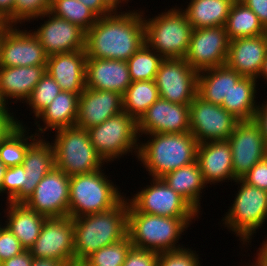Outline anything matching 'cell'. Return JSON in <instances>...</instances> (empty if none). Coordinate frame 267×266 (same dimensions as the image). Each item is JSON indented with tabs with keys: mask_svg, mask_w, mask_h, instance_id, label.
<instances>
[{
	"mask_svg": "<svg viewBox=\"0 0 267 266\" xmlns=\"http://www.w3.org/2000/svg\"><path fill=\"white\" fill-rule=\"evenodd\" d=\"M262 247H259L257 250V254L255 259L262 265V266H267V239H265V242L263 241Z\"/></svg>",
	"mask_w": 267,
	"mask_h": 266,
	"instance_id": "53",
	"label": "cell"
},
{
	"mask_svg": "<svg viewBox=\"0 0 267 266\" xmlns=\"http://www.w3.org/2000/svg\"><path fill=\"white\" fill-rule=\"evenodd\" d=\"M144 15L135 9L98 17L86 32L87 58L127 61L145 44Z\"/></svg>",
	"mask_w": 267,
	"mask_h": 266,
	"instance_id": "1",
	"label": "cell"
},
{
	"mask_svg": "<svg viewBox=\"0 0 267 266\" xmlns=\"http://www.w3.org/2000/svg\"><path fill=\"white\" fill-rule=\"evenodd\" d=\"M145 135L150 138L139 142L137 159L152 178H162L196 161L199 143L191 132Z\"/></svg>",
	"mask_w": 267,
	"mask_h": 266,
	"instance_id": "3",
	"label": "cell"
},
{
	"mask_svg": "<svg viewBox=\"0 0 267 266\" xmlns=\"http://www.w3.org/2000/svg\"><path fill=\"white\" fill-rule=\"evenodd\" d=\"M52 0H15L13 6V25L41 17L50 11Z\"/></svg>",
	"mask_w": 267,
	"mask_h": 266,
	"instance_id": "40",
	"label": "cell"
},
{
	"mask_svg": "<svg viewBox=\"0 0 267 266\" xmlns=\"http://www.w3.org/2000/svg\"><path fill=\"white\" fill-rule=\"evenodd\" d=\"M260 77H262L263 80H266L267 82V55L266 58L264 60L263 66H262V70L258 76V78L260 79Z\"/></svg>",
	"mask_w": 267,
	"mask_h": 266,
	"instance_id": "57",
	"label": "cell"
},
{
	"mask_svg": "<svg viewBox=\"0 0 267 266\" xmlns=\"http://www.w3.org/2000/svg\"><path fill=\"white\" fill-rule=\"evenodd\" d=\"M229 43L225 26L193 29L184 59L197 72L226 65Z\"/></svg>",
	"mask_w": 267,
	"mask_h": 266,
	"instance_id": "14",
	"label": "cell"
},
{
	"mask_svg": "<svg viewBox=\"0 0 267 266\" xmlns=\"http://www.w3.org/2000/svg\"><path fill=\"white\" fill-rule=\"evenodd\" d=\"M6 23L1 45L0 67L47 66L48 55L32 30Z\"/></svg>",
	"mask_w": 267,
	"mask_h": 266,
	"instance_id": "17",
	"label": "cell"
},
{
	"mask_svg": "<svg viewBox=\"0 0 267 266\" xmlns=\"http://www.w3.org/2000/svg\"><path fill=\"white\" fill-rule=\"evenodd\" d=\"M23 124L17 118H0V142L16 125Z\"/></svg>",
	"mask_w": 267,
	"mask_h": 266,
	"instance_id": "51",
	"label": "cell"
},
{
	"mask_svg": "<svg viewBox=\"0 0 267 266\" xmlns=\"http://www.w3.org/2000/svg\"><path fill=\"white\" fill-rule=\"evenodd\" d=\"M250 8L267 29V0H240Z\"/></svg>",
	"mask_w": 267,
	"mask_h": 266,
	"instance_id": "46",
	"label": "cell"
},
{
	"mask_svg": "<svg viewBox=\"0 0 267 266\" xmlns=\"http://www.w3.org/2000/svg\"><path fill=\"white\" fill-rule=\"evenodd\" d=\"M50 12L73 23L87 32L97 21L98 16L78 0H52Z\"/></svg>",
	"mask_w": 267,
	"mask_h": 266,
	"instance_id": "36",
	"label": "cell"
},
{
	"mask_svg": "<svg viewBox=\"0 0 267 266\" xmlns=\"http://www.w3.org/2000/svg\"><path fill=\"white\" fill-rule=\"evenodd\" d=\"M267 55V33L230 40L226 65L242 77L258 79Z\"/></svg>",
	"mask_w": 267,
	"mask_h": 266,
	"instance_id": "21",
	"label": "cell"
},
{
	"mask_svg": "<svg viewBox=\"0 0 267 266\" xmlns=\"http://www.w3.org/2000/svg\"><path fill=\"white\" fill-rule=\"evenodd\" d=\"M251 263H252L251 265H249L250 263H248L247 266H262L256 259H255L254 262H251ZM245 266H246V265H245Z\"/></svg>",
	"mask_w": 267,
	"mask_h": 266,
	"instance_id": "59",
	"label": "cell"
},
{
	"mask_svg": "<svg viewBox=\"0 0 267 266\" xmlns=\"http://www.w3.org/2000/svg\"><path fill=\"white\" fill-rule=\"evenodd\" d=\"M25 169L22 165L8 167L2 184V193L7 194L6 202H10L24 187Z\"/></svg>",
	"mask_w": 267,
	"mask_h": 266,
	"instance_id": "42",
	"label": "cell"
},
{
	"mask_svg": "<svg viewBox=\"0 0 267 266\" xmlns=\"http://www.w3.org/2000/svg\"><path fill=\"white\" fill-rule=\"evenodd\" d=\"M159 97L177 104H190L197 96L198 72L184 58L163 59L155 77Z\"/></svg>",
	"mask_w": 267,
	"mask_h": 266,
	"instance_id": "12",
	"label": "cell"
},
{
	"mask_svg": "<svg viewBox=\"0 0 267 266\" xmlns=\"http://www.w3.org/2000/svg\"><path fill=\"white\" fill-rule=\"evenodd\" d=\"M225 30L230 40L256 37L267 33L257 15L242 1L235 0L227 17Z\"/></svg>",
	"mask_w": 267,
	"mask_h": 266,
	"instance_id": "33",
	"label": "cell"
},
{
	"mask_svg": "<svg viewBox=\"0 0 267 266\" xmlns=\"http://www.w3.org/2000/svg\"><path fill=\"white\" fill-rule=\"evenodd\" d=\"M199 255L191 248L160 252L157 266H201Z\"/></svg>",
	"mask_w": 267,
	"mask_h": 266,
	"instance_id": "41",
	"label": "cell"
},
{
	"mask_svg": "<svg viewBox=\"0 0 267 266\" xmlns=\"http://www.w3.org/2000/svg\"><path fill=\"white\" fill-rule=\"evenodd\" d=\"M0 263L14 257L25 249L21 246L18 238L0 222Z\"/></svg>",
	"mask_w": 267,
	"mask_h": 266,
	"instance_id": "43",
	"label": "cell"
},
{
	"mask_svg": "<svg viewBox=\"0 0 267 266\" xmlns=\"http://www.w3.org/2000/svg\"><path fill=\"white\" fill-rule=\"evenodd\" d=\"M88 132L96 152L106 163L119 160L127 153L133 155V152L137 158L139 152L137 121L125 111L99 125L92 126Z\"/></svg>",
	"mask_w": 267,
	"mask_h": 266,
	"instance_id": "9",
	"label": "cell"
},
{
	"mask_svg": "<svg viewBox=\"0 0 267 266\" xmlns=\"http://www.w3.org/2000/svg\"><path fill=\"white\" fill-rule=\"evenodd\" d=\"M169 188L182 196L199 214L202 190L208 185L197 161L167 173L161 178Z\"/></svg>",
	"mask_w": 267,
	"mask_h": 266,
	"instance_id": "29",
	"label": "cell"
},
{
	"mask_svg": "<svg viewBox=\"0 0 267 266\" xmlns=\"http://www.w3.org/2000/svg\"><path fill=\"white\" fill-rule=\"evenodd\" d=\"M5 225L18 238L21 246L29 250L40 235L46 216L30 209L25 203L6 202Z\"/></svg>",
	"mask_w": 267,
	"mask_h": 266,
	"instance_id": "27",
	"label": "cell"
},
{
	"mask_svg": "<svg viewBox=\"0 0 267 266\" xmlns=\"http://www.w3.org/2000/svg\"><path fill=\"white\" fill-rule=\"evenodd\" d=\"M70 176L53 167L24 202L30 209L46 217L67 216Z\"/></svg>",
	"mask_w": 267,
	"mask_h": 266,
	"instance_id": "16",
	"label": "cell"
},
{
	"mask_svg": "<svg viewBox=\"0 0 267 266\" xmlns=\"http://www.w3.org/2000/svg\"><path fill=\"white\" fill-rule=\"evenodd\" d=\"M196 161L206 184L235 181L232 152L228 140L207 141L198 145ZM216 183V184H215Z\"/></svg>",
	"mask_w": 267,
	"mask_h": 266,
	"instance_id": "22",
	"label": "cell"
},
{
	"mask_svg": "<svg viewBox=\"0 0 267 266\" xmlns=\"http://www.w3.org/2000/svg\"><path fill=\"white\" fill-rule=\"evenodd\" d=\"M235 0H190L182 11L193 29L225 26Z\"/></svg>",
	"mask_w": 267,
	"mask_h": 266,
	"instance_id": "31",
	"label": "cell"
},
{
	"mask_svg": "<svg viewBox=\"0 0 267 266\" xmlns=\"http://www.w3.org/2000/svg\"><path fill=\"white\" fill-rule=\"evenodd\" d=\"M234 182L240 185V189L221 221L239 237L242 245L248 246L256 230L262 228L267 220V191L251 186L242 179Z\"/></svg>",
	"mask_w": 267,
	"mask_h": 266,
	"instance_id": "8",
	"label": "cell"
},
{
	"mask_svg": "<svg viewBox=\"0 0 267 266\" xmlns=\"http://www.w3.org/2000/svg\"><path fill=\"white\" fill-rule=\"evenodd\" d=\"M45 73L46 66L0 67L1 97L6 104L11 99L25 103Z\"/></svg>",
	"mask_w": 267,
	"mask_h": 266,
	"instance_id": "26",
	"label": "cell"
},
{
	"mask_svg": "<svg viewBox=\"0 0 267 266\" xmlns=\"http://www.w3.org/2000/svg\"><path fill=\"white\" fill-rule=\"evenodd\" d=\"M241 179L251 186L267 191V157L256 163Z\"/></svg>",
	"mask_w": 267,
	"mask_h": 266,
	"instance_id": "45",
	"label": "cell"
},
{
	"mask_svg": "<svg viewBox=\"0 0 267 266\" xmlns=\"http://www.w3.org/2000/svg\"><path fill=\"white\" fill-rule=\"evenodd\" d=\"M78 99L79 94L61 90L53 99L51 104L46 107L36 118L41 119L44 125L40 126V121H36L37 129L35 133L41 137L49 129L56 131L66 127L75 126L78 115ZM39 123V124H38ZM44 126V127H43ZM39 132V133H38Z\"/></svg>",
	"mask_w": 267,
	"mask_h": 266,
	"instance_id": "28",
	"label": "cell"
},
{
	"mask_svg": "<svg viewBox=\"0 0 267 266\" xmlns=\"http://www.w3.org/2000/svg\"><path fill=\"white\" fill-rule=\"evenodd\" d=\"M241 78L240 74L227 65L200 71L197 95L207 102L222 105L224 97H227L232 86Z\"/></svg>",
	"mask_w": 267,
	"mask_h": 266,
	"instance_id": "30",
	"label": "cell"
},
{
	"mask_svg": "<svg viewBox=\"0 0 267 266\" xmlns=\"http://www.w3.org/2000/svg\"><path fill=\"white\" fill-rule=\"evenodd\" d=\"M162 61L156 51L144 44L127 60L131 81L155 80Z\"/></svg>",
	"mask_w": 267,
	"mask_h": 266,
	"instance_id": "37",
	"label": "cell"
},
{
	"mask_svg": "<svg viewBox=\"0 0 267 266\" xmlns=\"http://www.w3.org/2000/svg\"><path fill=\"white\" fill-rule=\"evenodd\" d=\"M153 17H144L145 44L163 59L184 58L193 28L182 8L174 7Z\"/></svg>",
	"mask_w": 267,
	"mask_h": 266,
	"instance_id": "6",
	"label": "cell"
},
{
	"mask_svg": "<svg viewBox=\"0 0 267 266\" xmlns=\"http://www.w3.org/2000/svg\"><path fill=\"white\" fill-rule=\"evenodd\" d=\"M8 109L9 108L6 102L3 100L0 94V118H16L14 117V112L11 113Z\"/></svg>",
	"mask_w": 267,
	"mask_h": 266,
	"instance_id": "55",
	"label": "cell"
},
{
	"mask_svg": "<svg viewBox=\"0 0 267 266\" xmlns=\"http://www.w3.org/2000/svg\"><path fill=\"white\" fill-rule=\"evenodd\" d=\"M74 266H78L102 247L127 236L128 200L112 209L73 218Z\"/></svg>",
	"mask_w": 267,
	"mask_h": 266,
	"instance_id": "2",
	"label": "cell"
},
{
	"mask_svg": "<svg viewBox=\"0 0 267 266\" xmlns=\"http://www.w3.org/2000/svg\"><path fill=\"white\" fill-rule=\"evenodd\" d=\"M86 87L113 91L123 95L132 83L127 61L113 59H86Z\"/></svg>",
	"mask_w": 267,
	"mask_h": 266,
	"instance_id": "24",
	"label": "cell"
},
{
	"mask_svg": "<svg viewBox=\"0 0 267 266\" xmlns=\"http://www.w3.org/2000/svg\"><path fill=\"white\" fill-rule=\"evenodd\" d=\"M52 141L55 167L68 176L91 173L103 169L105 161L91 143L88 129L78 126L55 131Z\"/></svg>",
	"mask_w": 267,
	"mask_h": 266,
	"instance_id": "7",
	"label": "cell"
},
{
	"mask_svg": "<svg viewBox=\"0 0 267 266\" xmlns=\"http://www.w3.org/2000/svg\"><path fill=\"white\" fill-rule=\"evenodd\" d=\"M26 129L27 126L16 125L0 142V160L7 168L22 165L27 148L38 138Z\"/></svg>",
	"mask_w": 267,
	"mask_h": 266,
	"instance_id": "35",
	"label": "cell"
},
{
	"mask_svg": "<svg viewBox=\"0 0 267 266\" xmlns=\"http://www.w3.org/2000/svg\"><path fill=\"white\" fill-rule=\"evenodd\" d=\"M190 132L198 143L228 140L240 121L221 105L207 102L198 95L189 105Z\"/></svg>",
	"mask_w": 267,
	"mask_h": 266,
	"instance_id": "11",
	"label": "cell"
},
{
	"mask_svg": "<svg viewBox=\"0 0 267 266\" xmlns=\"http://www.w3.org/2000/svg\"><path fill=\"white\" fill-rule=\"evenodd\" d=\"M108 177L102 169L70 176L68 215L81 217L117 206L126 196Z\"/></svg>",
	"mask_w": 267,
	"mask_h": 266,
	"instance_id": "5",
	"label": "cell"
},
{
	"mask_svg": "<svg viewBox=\"0 0 267 266\" xmlns=\"http://www.w3.org/2000/svg\"><path fill=\"white\" fill-rule=\"evenodd\" d=\"M33 257L29 250H24L20 254L4 260L0 266H31Z\"/></svg>",
	"mask_w": 267,
	"mask_h": 266,
	"instance_id": "48",
	"label": "cell"
},
{
	"mask_svg": "<svg viewBox=\"0 0 267 266\" xmlns=\"http://www.w3.org/2000/svg\"><path fill=\"white\" fill-rule=\"evenodd\" d=\"M45 16L49 19L32 32L48 56L85 50L86 32L83 29L50 11L38 18L42 20Z\"/></svg>",
	"mask_w": 267,
	"mask_h": 266,
	"instance_id": "18",
	"label": "cell"
},
{
	"mask_svg": "<svg viewBox=\"0 0 267 266\" xmlns=\"http://www.w3.org/2000/svg\"><path fill=\"white\" fill-rule=\"evenodd\" d=\"M263 102L265 104H260L259 102L258 107L256 108L254 121L259 125L265 144L267 146V101Z\"/></svg>",
	"mask_w": 267,
	"mask_h": 266,
	"instance_id": "47",
	"label": "cell"
},
{
	"mask_svg": "<svg viewBox=\"0 0 267 266\" xmlns=\"http://www.w3.org/2000/svg\"><path fill=\"white\" fill-rule=\"evenodd\" d=\"M6 170H7V167L0 160V196L2 194V184H3L4 175H5Z\"/></svg>",
	"mask_w": 267,
	"mask_h": 266,
	"instance_id": "56",
	"label": "cell"
},
{
	"mask_svg": "<svg viewBox=\"0 0 267 266\" xmlns=\"http://www.w3.org/2000/svg\"><path fill=\"white\" fill-rule=\"evenodd\" d=\"M47 139L43 136L38 137L27 148L22 163L25 169V185L10 202L24 203L34 193L35 187L43 177L55 167L54 148L52 142L50 143Z\"/></svg>",
	"mask_w": 267,
	"mask_h": 266,
	"instance_id": "23",
	"label": "cell"
},
{
	"mask_svg": "<svg viewBox=\"0 0 267 266\" xmlns=\"http://www.w3.org/2000/svg\"><path fill=\"white\" fill-rule=\"evenodd\" d=\"M15 0H0V19L13 25V6Z\"/></svg>",
	"mask_w": 267,
	"mask_h": 266,
	"instance_id": "50",
	"label": "cell"
},
{
	"mask_svg": "<svg viewBox=\"0 0 267 266\" xmlns=\"http://www.w3.org/2000/svg\"><path fill=\"white\" fill-rule=\"evenodd\" d=\"M122 111L123 100L120 93L86 87L79 95L75 125L89 129Z\"/></svg>",
	"mask_w": 267,
	"mask_h": 266,
	"instance_id": "20",
	"label": "cell"
},
{
	"mask_svg": "<svg viewBox=\"0 0 267 266\" xmlns=\"http://www.w3.org/2000/svg\"><path fill=\"white\" fill-rule=\"evenodd\" d=\"M158 98L154 80L133 81L122 95L123 111L138 121Z\"/></svg>",
	"mask_w": 267,
	"mask_h": 266,
	"instance_id": "34",
	"label": "cell"
},
{
	"mask_svg": "<svg viewBox=\"0 0 267 266\" xmlns=\"http://www.w3.org/2000/svg\"><path fill=\"white\" fill-rule=\"evenodd\" d=\"M33 258L56 259L74 266V227L69 215L46 217L39 237L29 249Z\"/></svg>",
	"mask_w": 267,
	"mask_h": 266,
	"instance_id": "13",
	"label": "cell"
},
{
	"mask_svg": "<svg viewBox=\"0 0 267 266\" xmlns=\"http://www.w3.org/2000/svg\"><path fill=\"white\" fill-rule=\"evenodd\" d=\"M85 50L48 56L46 72L67 92L81 94L86 88Z\"/></svg>",
	"mask_w": 267,
	"mask_h": 266,
	"instance_id": "25",
	"label": "cell"
},
{
	"mask_svg": "<svg viewBox=\"0 0 267 266\" xmlns=\"http://www.w3.org/2000/svg\"><path fill=\"white\" fill-rule=\"evenodd\" d=\"M102 1L112 12H117V10L121 9L122 4L129 2L128 0H102Z\"/></svg>",
	"mask_w": 267,
	"mask_h": 266,
	"instance_id": "54",
	"label": "cell"
},
{
	"mask_svg": "<svg viewBox=\"0 0 267 266\" xmlns=\"http://www.w3.org/2000/svg\"><path fill=\"white\" fill-rule=\"evenodd\" d=\"M31 266H69L67 263L56 259L33 258Z\"/></svg>",
	"mask_w": 267,
	"mask_h": 266,
	"instance_id": "52",
	"label": "cell"
},
{
	"mask_svg": "<svg viewBox=\"0 0 267 266\" xmlns=\"http://www.w3.org/2000/svg\"><path fill=\"white\" fill-rule=\"evenodd\" d=\"M5 34H6V23L4 22L0 26V54H1V45H2Z\"/></svg>",
	"mask_w": 267,
	"mask_h": 266,
	"instance_id": "58",
	"label": "cell"
},
{
	"mask_svg": "<svg viewBox=\"0 0 267 266\" xmlns=\"http://www.w3.org/2000/svg\"><path fill=\"white\" fill-rule=\"evenodd\" d=\"M159 253L131 247L122 266H157Z\"/></svg>",
	"mask_w": 267,
	"mask_h": 266,
	"instance_id": "44",
	"label": "cell"
},
{
	"mask_svg": "<svg viewBox=\"0 0 267 266\" xmlns=\"http://www.w3.org/2000/svg\"><path fill=\"white\" fill-rule=\"evenodd\" d=\"M151 185L132 195L128 202L138 211L164 217H197L199 213L161 178H151Z\"/></svg>",
	"mask_w": 267,
	"mask_h": 266,
	"instance_id": "10",
	"label": "cell"
},
{
	"mask_svg": "<svg viewBox=\"0 0 267 266\" xmlns=\"http://www.w3.org/2000/svg\"><path fill=\"white\" fill-rule=\"evenodd\" d=\"M90 8L98 17H103L112 13V11L103 3L102 0H78Z\"/></svg>",
	"mask_w": 267,
	"mask_h": 266,
	"instance_id": "49",
	"label": "cell"
},
{
	"mask_svg": "<svg viewBox=\"0 0 267 266\" xmlns=\"http://www.w3.org/2000/svg\"><path fill=\"white\" fill-rule=\"evenodd\" d=\"M228 142L236 179H241L256 163L267 157V146L254 120L239 121Z\"/></svg>",
	"mask_w": 267,
	"mask_h": 266,
	"instance_id": "15",
	"label": "cell"
},
{
	"mask_svg": "<svg viewBox=\"0 0 267 266\" xmlns=\"http://www.w3.org/2000/svg\"><path fill=\"white\" fill-rule=\"evenodd\" d=\"M60 86L47 72L40 81L35 85L31 96L26 104L31 107V113L37 117L46 107H48L53 99L60 93Z\"/></svg>",
	"mask_w": 267,
	"mask_h": 266,
	"instance_id": "39",
	"label": "cell"
},
{
	"mask_svg": "<svg viewBox=\"0 0 267 266\" xmlns=\"http://www.w3.org/2000/svg\"><path fill=\"white\" fill-rule=\"evenodd\" d=\"M257 80L242 77L232 86L227 97H224L222 107L232 113L240 121L254 120L258 102H256Z\"/></svg>",
	"mask_w": 267,
	"mask_h": 266,
	"instance_id": "32",
	"label": "cell"
},
{
	"mask_svg": "<svg viewBox=\"0 0 267 266\" xmlns=\"http://www.w3.org/2000/svg\"><path fill=\"white\" fill-rule=\"evenodd\" d=\"M196 217H164L138 212L128 202L127 235L133 247L160 252L178 250L177 244ZM192 219V220H191ZM186 229V230H185ZM180 246V247H179Z\"/></svg>",
	"mask_w": 267,
	"mask_h": 266,
	"instance_id": "4",
	"label": "cell"
},
{
	"mask_svg": "<svg viewBox=\"0 0 267 266\" xmlns=\"http://www.w3.org/2000/svg\"><path fill=\"white\" fill-rule=\"evenodd\" d=\"M189 105L159 97L137 121L139 137L152 133L190 132Z\"/></svg>",
	"mask_w": 267,
	"mask_h": 266,
	"instance_id": "19",
	"label": "cell"
},
{
	"mask_svg": "<svg viewBox=\"0 0 267 266\" xmlns=\"http://www.w3.org/2000/svg\"><path fill=\"white\" fill-rule=\"evenodd\" d=\"M131 247L127 235L116 243L100 248L78 266H122Z\"/></svg>",
	"mask_w": 267,
	"mask_h": 266,
	"instance_id": "38",
	"label": "cell"
}]
</instances>
